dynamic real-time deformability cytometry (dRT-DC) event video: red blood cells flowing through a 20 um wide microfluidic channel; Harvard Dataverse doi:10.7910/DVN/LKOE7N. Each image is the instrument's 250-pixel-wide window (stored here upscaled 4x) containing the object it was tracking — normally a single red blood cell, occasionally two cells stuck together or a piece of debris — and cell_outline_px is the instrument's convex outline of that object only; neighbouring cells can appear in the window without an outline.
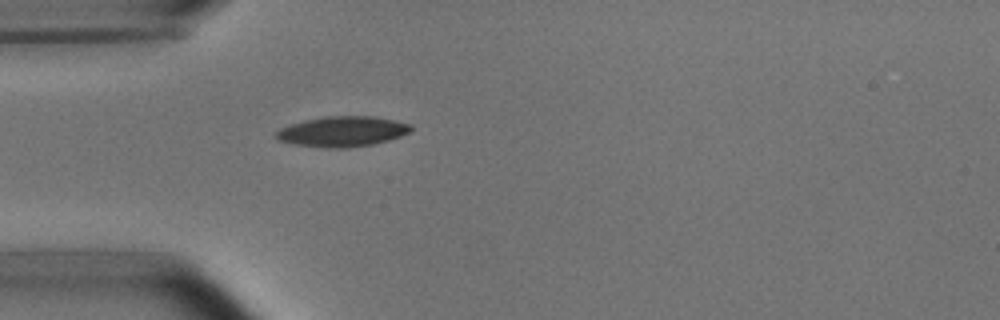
{"species": "common noctule bat (a hibernating species)", "species_latin": "Nyctalus noctula", "temperature_condition": "room temperature", "stored_images_in_passage": 1, "camera_frame_rate_fps": 3000, "um_per_image_px": 0.085, "animal": {"sex": "male", "body_mass_g": 15.6}, "frame": {"image": 1, "passage_image": 1, "time_ms": 0.0, "image_size_px": [1000, 320], "cell_outline_px": [[412, 128], [408, 132], [400, 136], [388, 140], [372, 144], [348, 148], [324, 148], [292, 144], [280, 140], [276, 136], [276, 132], [280, 128], [304, 120], [324, 116], [376, 116], [412, 124]], "centroid_in_image_um": [29.11, 11.17], "position_along_channel_um": 55.9, "area_um2": 23.81}}